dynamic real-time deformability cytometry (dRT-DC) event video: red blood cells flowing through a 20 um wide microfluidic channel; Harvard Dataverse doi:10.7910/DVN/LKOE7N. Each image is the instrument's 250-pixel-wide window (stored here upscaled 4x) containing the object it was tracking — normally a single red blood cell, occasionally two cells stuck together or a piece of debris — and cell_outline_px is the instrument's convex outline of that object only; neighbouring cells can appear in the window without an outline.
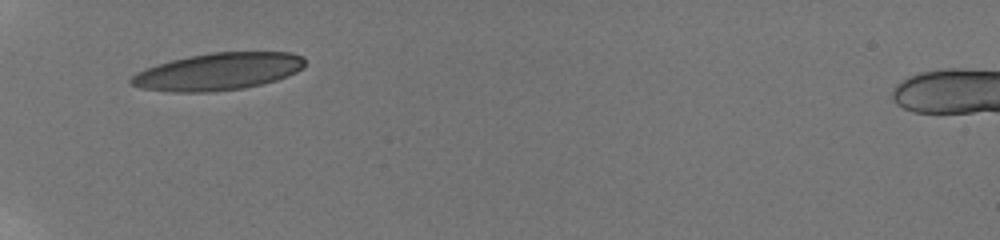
{"species": "human", "species_latin": "Homo sapiens", "temperature_condition": "room temperature", "stored_images_in_passage": 35, "camera_frame_rate_fps": 3000, "um_per_image_px": 0.085, "donor": {"sex": "male"}, "frame": {"image": 1, "passage_image": 1, "time_ms": 0.0, "image_size_px": [1000, 240], "cell_outline_px": [[304, 68], [288, 76], [276, 80], [244, 88], [212, 92], [168, 92], [140, 88], [132, 84], [128, 80], [136, 72], [144, 68], [156, 64], [188, 56], [212, 52], [292, 52], [304, 56]], "centroid_in_image_um": [18.53, 6.08], "position_along_channel_um": 66.5, "area_um2": 37.97}}
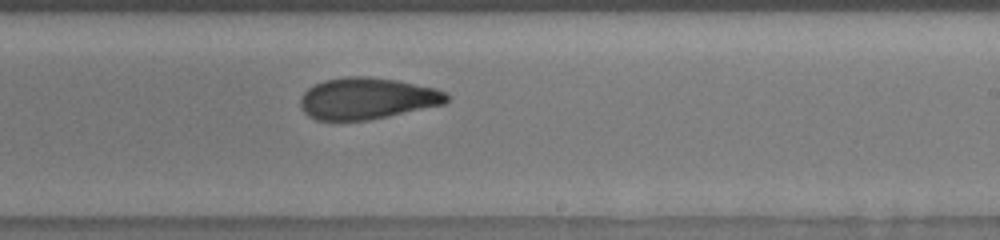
{"frame": {"image": 2, "passage_image": 17, "time_ms": 5.333, "image_size_px": [1000, 240], "cell_outline_px": [[452, 96], [444, 104], [388, 116], [368, 120], [316, 120], [308, 116], [304, 112], [300, 104], [300, 96], [308, 88], [324, 80], [348, 76], [368, 76], [396, 80], [436, 88]], "centroid_in_image_um": [31.2, 8.36], "position_along_channel_um": 257.8, "area_um2": 35.43}}
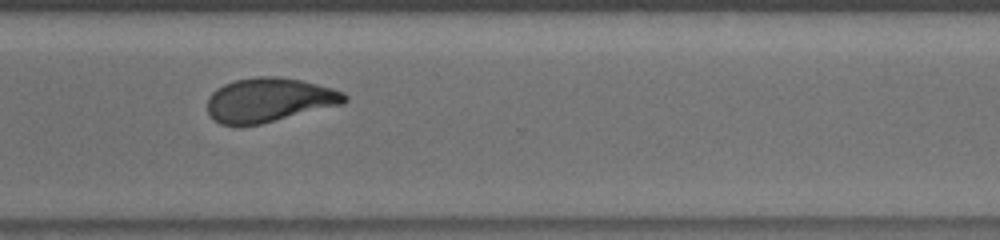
{"frame": {"image": 3, "passage_image": 24, "time_ms": 7.667, "image_size_px": [1000, 240], "cell_outline_px": [[348, 100], [344, 104], [260, 124], [240, 128], [220, 124], [208, 112], [208, 96], [216, 88], [224, 84], [236, 80], [256, 76], [280, 76], [300, 80], [332, 88], [344, 92], [348, 96]], "centroid_in_image_um": [22.87, 8.51], "position_along_channel_um": 347.7, "area_um2": 35.72}, "authors_computed_cell_mechanics": {"area_um2": 35.8938, "velocity_mm_per_s": 3.8523, "shape_relaxation_time_tau1_ms": 7.9346, "shape_relaxation_time_tau2_ms": 2.4168, "deformation_change_tau1": 0.223, "deformation_change_tau2": 0.0921}}